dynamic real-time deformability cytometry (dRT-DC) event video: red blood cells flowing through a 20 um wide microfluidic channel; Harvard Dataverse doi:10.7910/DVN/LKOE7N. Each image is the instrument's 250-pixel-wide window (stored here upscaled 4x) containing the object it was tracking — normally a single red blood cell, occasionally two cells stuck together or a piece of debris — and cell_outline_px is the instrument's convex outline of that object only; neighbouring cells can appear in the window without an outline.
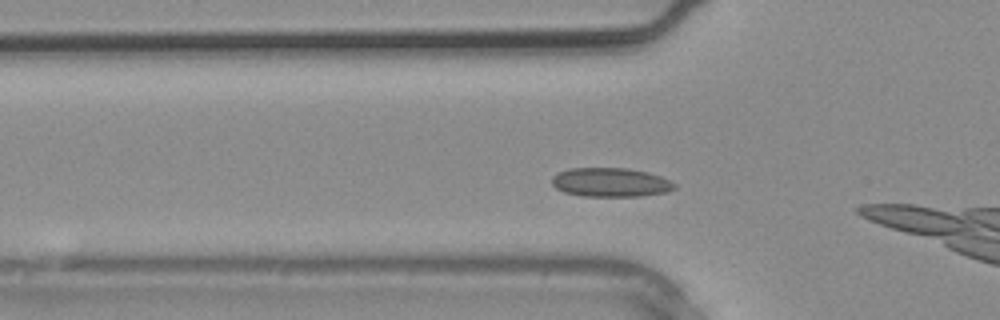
{"species": "common noctule bat (a hibernating species)", "species_latin": "Nyctalus noctula", "temperature_condition": "warm", "stored_images_in_passage": 4, "camera_frame_rate_fps": 3000, "um_per_image_px": 0.085, "animal": {"sex": "male", "body_mass_g": 20.4}, "frame": {"image": 1, "passage_image": 3, "time_ms": 0.667, "image_size_px": [1000, 320], "cell_outline_px": [[676, 188], [668, 192], [640, 196], [584, 196], [564, 192], [556, 188], [552, 184], [552, 176], [568, 168], [628, 168], [648, 172], [660, 176], [676, 184]], "centroid_in_image_um": [51.91, 15.5], "position_along_channel_um": 73.9, "area_um2": 20.75}}